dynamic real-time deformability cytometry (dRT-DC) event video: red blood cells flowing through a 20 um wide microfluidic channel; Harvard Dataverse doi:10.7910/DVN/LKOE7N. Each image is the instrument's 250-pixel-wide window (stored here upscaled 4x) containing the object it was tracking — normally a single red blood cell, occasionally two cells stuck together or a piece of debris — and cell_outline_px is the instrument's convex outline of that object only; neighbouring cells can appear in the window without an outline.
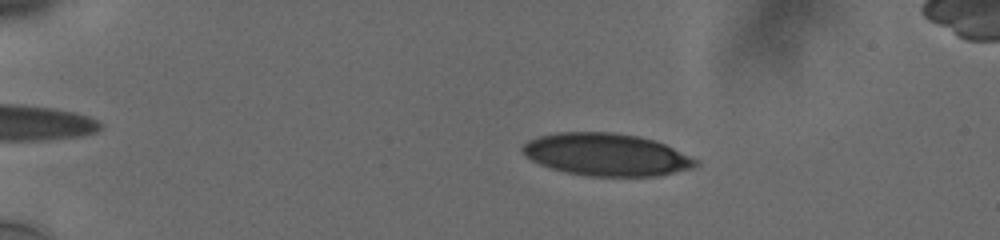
{"species": "human", "species_latin": "Homo sapiens", "temperature_condition": "cold", "stored_images_in_passage": 44, "camera_frame_rate_fps": 3000, "um_per_image_px": 0.085, "donor": {"sex": "male"}, "frame": {"image": 1, "passage_image": 6, "time_ms": 3.0, "image_size_px": [1000, 240], "cell_outline_px": [[696, 164], [688, 168], [672, 172], [652, 176], [588, 176], [568, 172], [552, 168], [540, 164], [532, 160], [520, 148], [528, 140], [540, 136], [556, 132], [612, 132], [636, 136], [652, 140], [664, 144], [696, 160]], "centroid_in_image_um": [51.46, 13.13], "position_along_channel_um": 33.5, "area_um2": 41.85}}
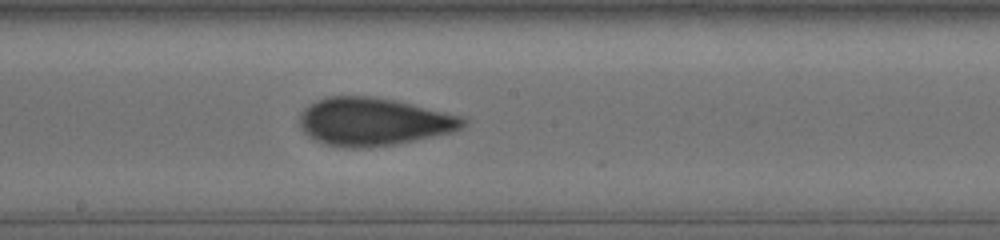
{"frame": {"image": 2, "passage_image": 24, "time_ms": 10.0, "image_size_px": [1000, 240], "cell_outline_px": [[468, 120], [460, 128], [452, 132], [372, 148], [348, 148], [328, 144], [316, 140], [308, 136], [300, 124], [300, 116], [304, 108], [316, 100], [328, 96], [368, 96], [392, 100], [460, 116]], "centroid_in_image_um": [31.69, 10.35], "position_along_channel_um": 216.5, "area_um2": 44.8}}
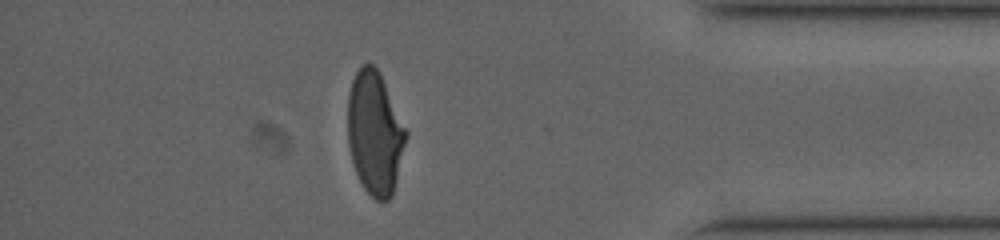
{"frame": {"image": 3, "passage_image": 39, "time_ms": 15.667, "image_size_px": [1000, 240], "cell_outline_px": [[408, 136], [392, 196], [388, 200], [376, 200], [364, 188], [356, 172], [352, 160], [348, 144], [348, 92], [352, 80], [356, 72], [364, 64], [372, 64], [380, 72], [408, 132]], "centroid_in_image_um": [31.87, 11.29], "position_along_channel_um": 403.3, "area_um2": 41.79}, "authors_computed_cell_mechanics": {"area_um2": 43.4367, "velocity_mm_per_s": 3.7624, "shape_relaxation_time_tau1_ms": 8.3899, "shape_relaxation_time_tau2_ms": 0.8825, "deformation_change_tau1": 0.1964, "deformation_change_tau2": 0.0714}}